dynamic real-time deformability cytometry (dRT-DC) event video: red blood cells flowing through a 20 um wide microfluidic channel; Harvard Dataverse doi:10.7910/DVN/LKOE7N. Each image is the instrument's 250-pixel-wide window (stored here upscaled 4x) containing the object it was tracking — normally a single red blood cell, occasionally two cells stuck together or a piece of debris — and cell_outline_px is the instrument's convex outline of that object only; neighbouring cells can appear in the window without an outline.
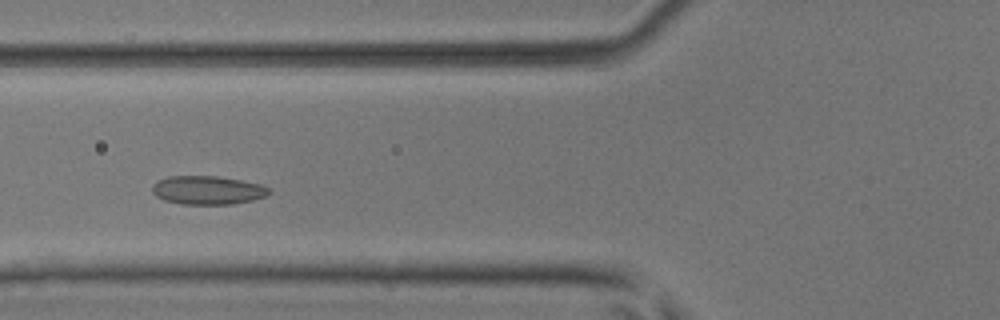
{"species": "common noctule bat (a hibernating species)", "species_latin": "Nyctalus noctula", "temperature_condition": "room temperature", "stored_images_in_passage": 3, "camera_frame_rate_fps": 3000, "um_per_image_px": 0.085, "animal": {"sex": "male", "body_mass_g": 17.9, "forearm_length_mm": 54.2}, "frame": {"image": 1, "passage_image": 3, "time_ms": 0.667, "image_size_px": [1000, 320], "cell_outline_px": [[272, 192], [264, 196], [252, 200], [232, 204], [180, 204], [164, 200], [156, 196], [152, 192], [152, 184], [156, 180], [168, 176], [216, 176], [240, 180], [260, 184], [272, 188]], "centroid_in_image_um": [17.63, 16.16], "position_along_channel_um": 108.2, "area_um2": 19.59}}